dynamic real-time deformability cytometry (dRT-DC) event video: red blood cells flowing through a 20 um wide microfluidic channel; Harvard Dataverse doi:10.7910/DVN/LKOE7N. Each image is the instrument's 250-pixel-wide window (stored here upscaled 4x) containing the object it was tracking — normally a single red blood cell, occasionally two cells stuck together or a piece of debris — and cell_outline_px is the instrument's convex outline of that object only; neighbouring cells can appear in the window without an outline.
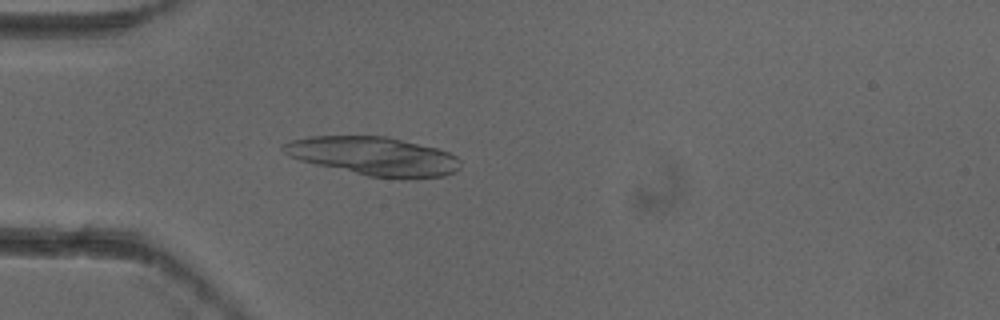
{"species": "common noctule bat (a hibernating species)", "species_latin": "Nyctalus noctula", "temperature_condition": "cold", "stored_images_in_passage": 3, "camera_frame_rate_fps": 3000, "um_per_image_px": 0.085, "animal": {"sex": "female"}, "frame": {"image": 1, "passage_image": 3, "time_ms": 0.667, "image_size_px": [1000, 320], "cell_outline_px": [[460, 168], [456, 172], [444, 176], [412, 180], [404, 180], [368, 176], [316, 164], [300, 160], [288, 156], [280, 148], [280, 144], [288, 140], [308, 136], [384, 136], [436, 148], [448, 152], [456, 156], [460, 160]], "centroid_in_image_um": [31.77, 13.29], "position_along_channel_um": 53.2, "area_um2": 40.29}}